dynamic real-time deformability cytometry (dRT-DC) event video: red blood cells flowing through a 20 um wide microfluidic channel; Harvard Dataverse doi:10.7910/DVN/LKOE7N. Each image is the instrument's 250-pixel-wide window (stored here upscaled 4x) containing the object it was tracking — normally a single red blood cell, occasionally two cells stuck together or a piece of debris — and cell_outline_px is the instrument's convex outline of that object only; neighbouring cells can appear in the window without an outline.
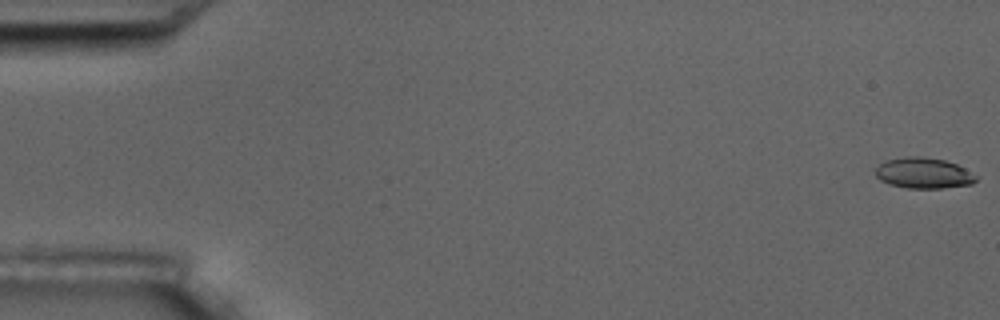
{"species": "common noctule bat (a hibernating species)", "species_latin": "Nyctalus noctula", "temperature_condition": "room temperature", "stored_images_in_passage": 5, "camera_frame_rate_fps": 3000, "um_per_image_px": 0.085, "animal": {"sex": "male", "body_mass_g": 17.5, "forearm_length_mm": 52.3}, "frame": {"image": 1, "passage_image": 1, "time_ms": 0.0, "image_size_px": [1000, 320], "cell_outline_px": [[980, 176], [972, 184], [940, 188], [908, 188], [888, 184], [880, 180], [876, 176], [876, 168], [880, 164], [888, 160], [908, 156], [920, 156], [944, 160], [956, 164]], "centroid_in_image_um": [78.53, 14.72], "position_along_channel_um": 6.5, "area_um2": 17.98}}
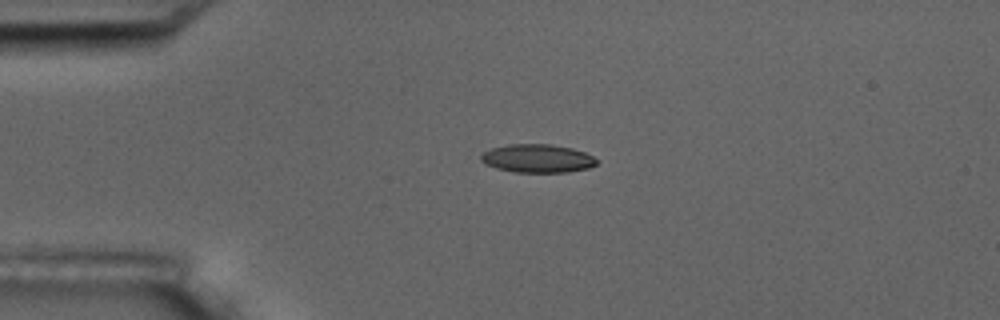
{"frame": {"image": 2, "passage_image": 4, "time_ms": 4.333, "image_size_px": [1000, 320], "cell_outline_px": [[600, 160], [596, 164], [588, 168], [568, 172], [516, 172], [496, 168], [484, 164], [480, 160], [480, 156], [484, 152], [492, 148], [512, 144], [552, 144], [572, 148], [584, 152]], "centroid_in_image_um": [45.69, 13.47], "position_along_channel_um": 39.3, "area_um2": 19.13}}